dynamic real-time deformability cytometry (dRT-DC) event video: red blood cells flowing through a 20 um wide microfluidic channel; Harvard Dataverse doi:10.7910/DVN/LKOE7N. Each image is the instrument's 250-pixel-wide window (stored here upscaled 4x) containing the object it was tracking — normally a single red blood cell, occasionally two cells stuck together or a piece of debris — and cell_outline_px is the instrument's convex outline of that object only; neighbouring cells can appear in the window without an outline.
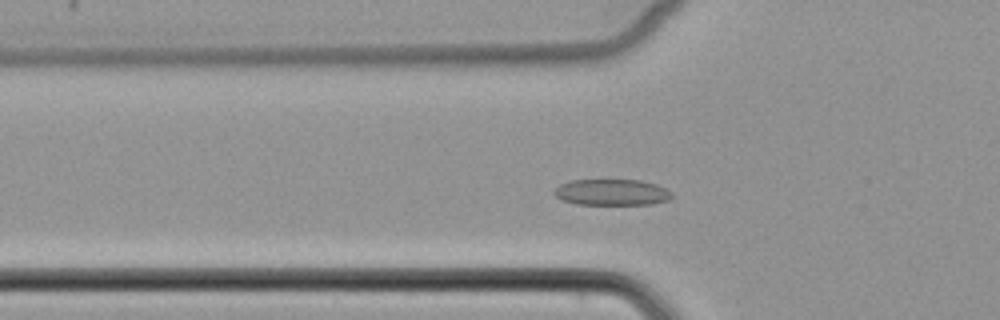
{"species": "common noctule bat (a hibernating species)", "species_latin": "Nyctalus noctula", "temperature_condition": "cold", "stored_images_in_passage": 39, "camera_frame_rate_fps": 3000, "um_per_image_px": 0.085, "animal": {"sex": "female", "body_mass_g": 22.7, "forearm_length_mm": 54.2}, "frame": {"image": 1, "passage_image": 5, "time_ms": 1.333, "image_size_px": [1000, 320], "cell_outline_px": [[672, 196], [668, 200], [652, 204], [576, 204], [564, 200], [556, 196], [552, 192], [560, 184], [572, 180], [640, 180], [656, 184], [668, 188], [672, 192]], "centroid_in_image_um": [52.04, 16.34], "position_along_channel_um": 73.8, "area_um2": 17.92}}
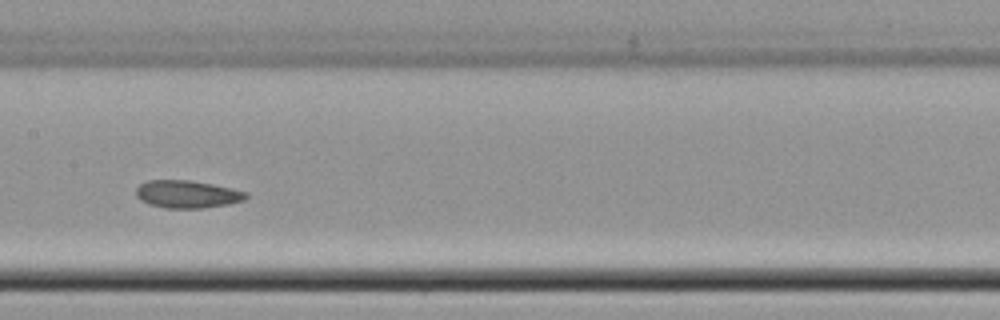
{"frame": {"image": 2, "passage_image": 14, "time_ms": 4.333, "image_size_px": [1000, 320], "cell_outline_px": [[248, 196], [244, 200], [228, 204], [204, 208], [164, 208], [148, 204], [140, 200], [136, 196], [136, 188], [140, 184], [148, 180], [192, 180], [232, 188], [248, 192]], "centroid_in_image_um": [15.91, 16.5], "position_along_channel_um": 191.5, "area_um2": 17.86}}
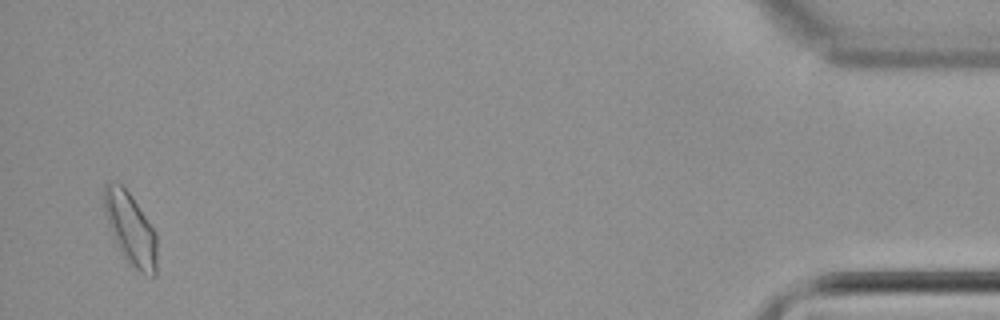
{"frame": {"image": 3, "passage_image": 38, "time_ms": 12.333, "image_size_px": [1000, 320], "cell_outline_px": [[156, 276], [152, 276], [132, 268], [116, 244], [104, 212], [104, 184], [108, 180], [120, 184], [132, 196], [156, 232]], "centroid_in_image_um": [11.09, 19.43], "position_along_channel_um": 424.1, "area_um2": 22.02}}